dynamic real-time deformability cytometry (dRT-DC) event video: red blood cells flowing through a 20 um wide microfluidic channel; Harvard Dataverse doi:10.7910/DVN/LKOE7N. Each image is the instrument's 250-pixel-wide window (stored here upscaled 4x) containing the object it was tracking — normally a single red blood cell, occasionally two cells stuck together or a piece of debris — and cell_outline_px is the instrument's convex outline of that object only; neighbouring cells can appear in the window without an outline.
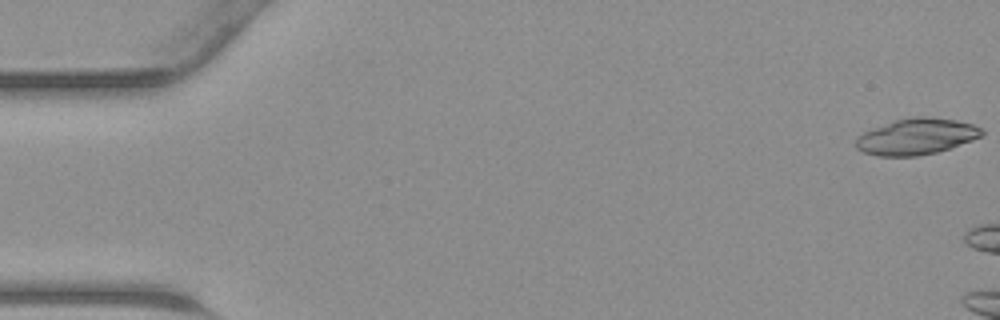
{"species": "common noctule bat (a hibernating species)", "species_latin": "Nyctalus noctula", "temperature_condition": "warm", "stored_images_in_passage": 5, "camera_frame_rate_fps": 3000, "um_per_image_px": 0.085, "animal": {"sex": "male", "body_mass_g": 23.1, "forearm_length_mm": 52.7}, "frame": {"image": 1, "passage_image": 1, "time_ms": 0.0, "image_size_px": [1000, 320], "cell_outline_px": [[984, 136], [936, 152], [916, 156], [876, 156], [864, 152], [856, 148], [856, 140], [864, 132], [896, 120], [916, 116], [932, 116], [956, 120], [972, 124], [984, 128]], "centroid_in_image_um": [77.95, 11.6], "position_along_channel_um": 7.1, "area_um2": 26.36}}